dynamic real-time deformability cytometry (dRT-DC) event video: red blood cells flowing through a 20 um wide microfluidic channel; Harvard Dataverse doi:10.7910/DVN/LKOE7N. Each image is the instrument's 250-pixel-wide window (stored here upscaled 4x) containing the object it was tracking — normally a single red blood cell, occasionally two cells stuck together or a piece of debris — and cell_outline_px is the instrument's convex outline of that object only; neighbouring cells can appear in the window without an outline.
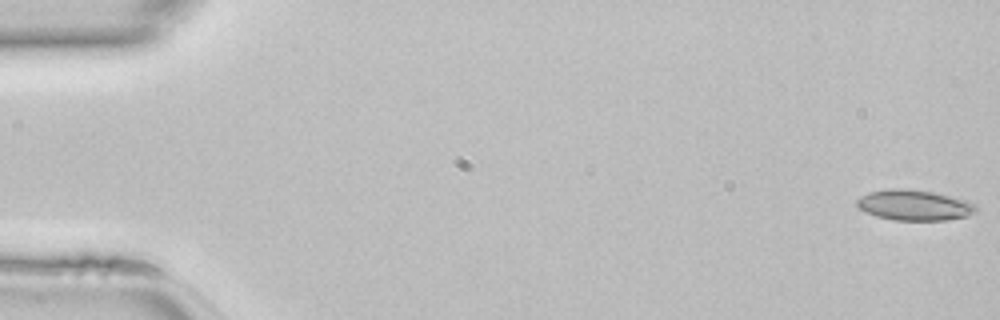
{"species": "common noctule bat (a hibernating species)", "species_latin": "Nyctalus noctula", "temperature_condition": "room temperature", "stored_images_in_passage": 47, "camera_frame_rate_fps": 3000, "um_per_image_px": 0.085, "animal": {"sex": "female", "body_mass_g": 22.7, "forearm_length_mm": 54.2}, "frame": {"image": 1, "passage_image": 1, "time_ms": 0.0, "image_size_px": [1000, 320], "cell_outline_px": [[976, 212], [968, 216], [948, 220], [892, 220], [876, 216], [864, 212], [856, 204], [856, 200], [860, 196], [868, 192], [888, 188], [900, 188], [932, 192], [968, 200], [976, 204]], "centroid_in_image_um": [77.7, 17.44], "position_along_channel_um": 7.3, "area_um2": 21.39}}
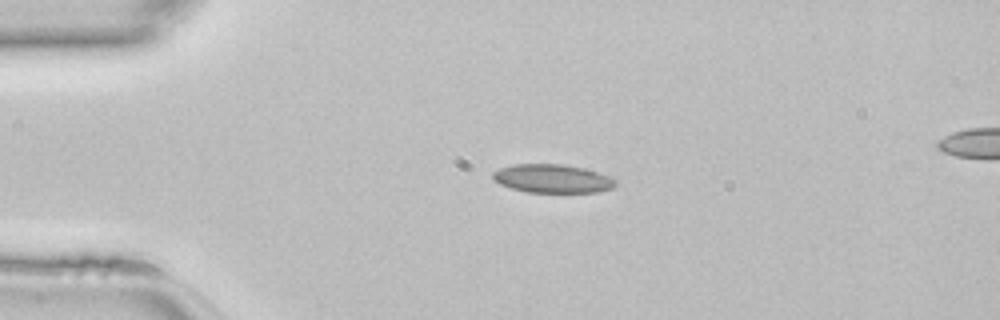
{"frame": {"image": 2, "passage_image": 11, "time_ms": 3.333, "image_size_px": [1000, 320], "cell_outline_px": [[616, 184], [612, 188], [596, 192], [524, 192], [500, 184], [492, 180], [492, 172], [500, 168], [512, 164], [564, 164], [584, 168], [608, 176], [616, 180]], "centroid_in_image_um": [46.91, 15.18], "position_along_channel_um": 38.1, "area_um2": 20.4}}
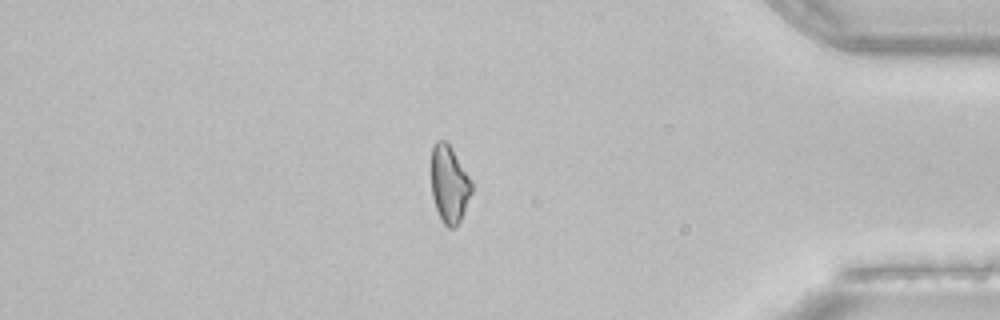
{"frame": {"image": 3, "passage_image": 40, "time_ms": 13.0, "image_size_px": [1000, 320], "cell_outline_px": [[472, 192], [460, 220], [452, 228], [448, 228], [444, 224], [436, 208], [432, 196], [432, 148], [436, 140], [444, 140], [452, 148], [472, 180]], "centroid_in_image_um": [38.2, 15.63], "position_along_channel_um": 397.0, "area_um2": 17.98}}